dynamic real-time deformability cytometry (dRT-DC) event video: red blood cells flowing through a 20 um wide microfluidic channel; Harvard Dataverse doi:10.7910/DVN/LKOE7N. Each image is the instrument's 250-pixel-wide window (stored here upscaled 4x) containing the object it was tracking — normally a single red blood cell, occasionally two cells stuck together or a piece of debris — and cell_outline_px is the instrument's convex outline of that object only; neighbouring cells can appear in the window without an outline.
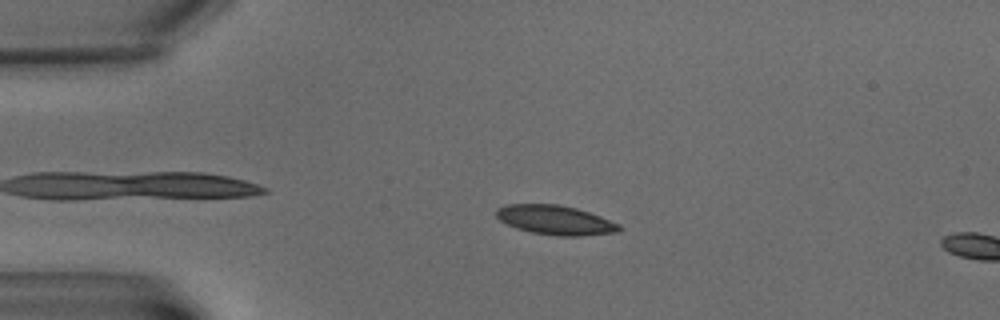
{"species": "common noctule bat (a hibernating species)", "species_latin": "Nyctalus noctula", "temperature_condition": "warm", "stored_images_in_passage": 5, "camera_frame_rate_fps": 3000, "um_per_image_px": 0.085, "animal": {"sex": "male", "body_mass_g": 15.6}, "frame": {"image": 1, "passage_image": 3, "time_ms": 2.667, "image_size_px": [1000, 320], "cell_outline_px": [[624, 228], [620, 232], [580, 236], [556, 236], [532, 232], [516, 228], [500, 220], [496, 216], [496, 208], [504, 204], [560, 204], [576, 208], [600, 216], [620, 224]], "centroid_in_image_um": [47.23, 18.7], "position_along_channel_um": 37.8, "area_um2": 21.21}}